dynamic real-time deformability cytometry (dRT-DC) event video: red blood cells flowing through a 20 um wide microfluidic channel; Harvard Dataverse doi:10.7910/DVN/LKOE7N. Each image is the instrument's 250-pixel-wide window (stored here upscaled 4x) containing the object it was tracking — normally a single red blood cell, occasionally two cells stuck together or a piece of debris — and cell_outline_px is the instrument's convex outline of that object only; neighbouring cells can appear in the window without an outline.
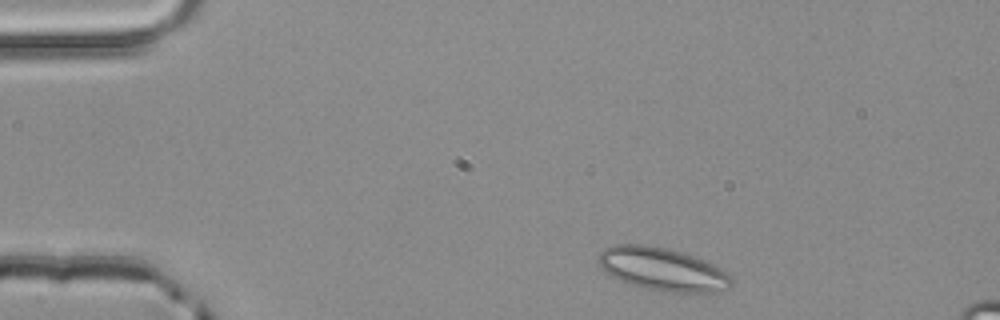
{"species": "common noctule bat (a hibernating species)", "species_latin": "Nyctalus noctula", "temperature_condition": "room temperature", "stored_images_in_passage": 3, "camera_frame_rate_fps": 3000, "um_per_image_px": 0.085, "animal": {"sex": "male", "body_mass_g": 20.4}, "frame": {"image": 1, "passage_image": 1, "time_ms": 0.0, "image_size_px": [1000, 320], "cell_outline_px": [[732, 284], [728, 288], [712, 292], [660, 292], [640, 288], [620, 280], [604, 272], [600, 268], [596, 260], [600, 252], [604, 248], [612, 244], [644, 244], [664, 248], [680, 252], [704, 260], [712, 264], [732, 276]], "centroid_in_image_um": [56.24, 22.89], "position_along_channel_um": 28.8, "area_um2": 33.52}}